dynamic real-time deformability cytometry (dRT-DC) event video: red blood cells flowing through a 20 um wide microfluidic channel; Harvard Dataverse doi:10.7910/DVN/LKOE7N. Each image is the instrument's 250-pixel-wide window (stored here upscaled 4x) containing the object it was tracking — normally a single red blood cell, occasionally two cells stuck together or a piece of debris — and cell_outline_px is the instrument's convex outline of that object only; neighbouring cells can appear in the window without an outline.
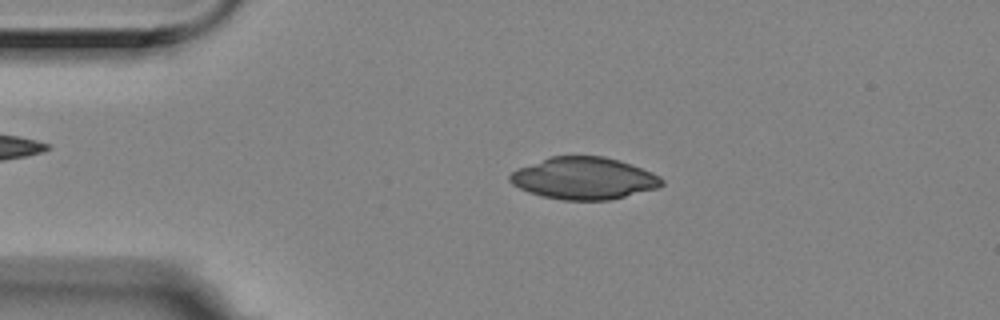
{"species": "Egyptian fruit bat (a non-hibernating species)", "species_latin": "Rousettus aegyptiacus", "temperature_condition": "room temperature", "stored_images_in_passage": 3, "camera_frame_rate_fps": 3000, "um_per_image_px": 0.085, "animal": {"sex": "female"}, "frame": {"image": 1, "passage_image": 2, "time_ms": 0.333, "image_size_px": [1000, 320], "cell_outline_px": [[664, 184], [656, 188], [608, 200], [564, 200], [540, 196], [528, 192], [512, 184], [508, 180], [508, 176], [512, 172], [520, 168], [548, 156], [604, 156], [620, 160], [632, 164], [652, 172], [660, 176], [664, 180]], "centroid_in_image_um": [49.62, 15.15], "position_along_channel_um": 35.4, "area_um2": 37.22}}